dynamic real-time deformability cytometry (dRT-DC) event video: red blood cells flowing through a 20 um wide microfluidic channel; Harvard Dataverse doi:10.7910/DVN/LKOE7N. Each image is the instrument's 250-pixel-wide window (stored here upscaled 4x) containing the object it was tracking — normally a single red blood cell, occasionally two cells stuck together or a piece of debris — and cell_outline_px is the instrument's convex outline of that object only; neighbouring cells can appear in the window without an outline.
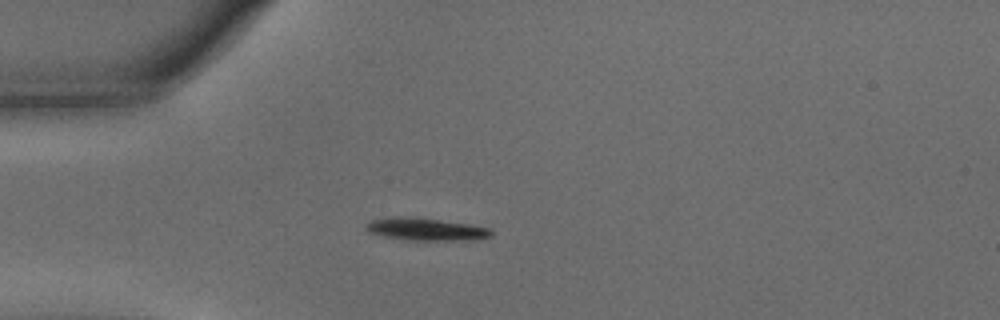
{"species": "common noctule bat (a hibernating species)", "species_latin": "Nyctalus noctula", "temperature_condition": "warm", "stored_images_in_passage": 23, "camera_frame_rate_fps": 3000, "um_per_image_px": 0.085, "animal": {"sex": "male", "body_mass_g": 15.6}, "frame": {"image": 1, "passage_image": 1, "time_ms": 0.0, "image_size_px": [1000, 320], "cell_outline_px": [[492, 236], [472, 240], [408, 240], [380, 236], [368, 232], [364, 228], [364, 224], [372, 220], [436, 220], [468, 224], [492, 228]], "centroid_in_image_um": [36.29, 19.56], "position_along_channel_um": 48.7, "area_um2": 15.37}}
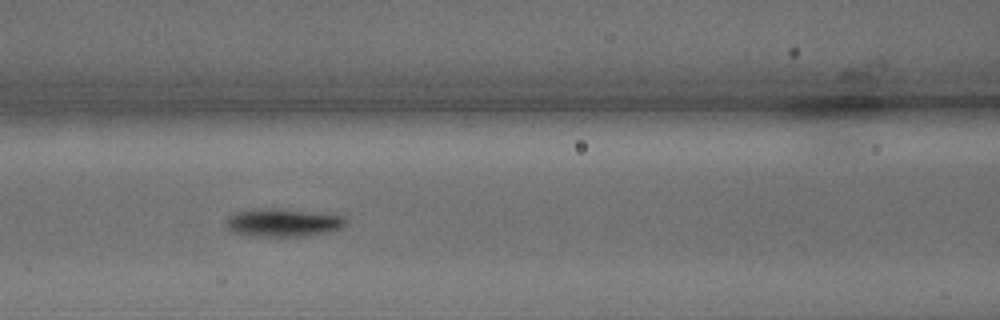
{"frame": {"image": 2, "passage_image": 10, "time_ms": 3.0, "image_size_px": [1000, 320], "cell_outline_px": [[344, 224], [340, 228], [304, 236], [256, 236], [232, 232], [228, 228], [224, 220], [228, 216], [236, 212], [272, 208], [340, 216], [344, 220]], "centroid_in_image_um": [23.93, 18.94], "position_along_channel_um": 142.7, "area_um2": 18.67}}
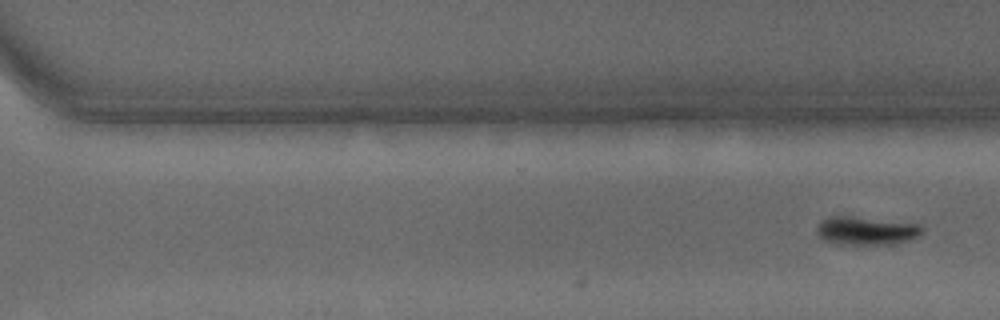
{"frame": {"image": 3, "passage_image": 23, "time_ms": 7.333, "image_size_px": [1000, 320], "cell_outline_px": [[924, 228], [916, 236], [908, 240], [896, 244], [836, 244], [824, 240], [816, 232], [816, 228], [820, 220], [828, 216], [852, 216], [920, 224]], "centroid_in_image_um": [73.58, 19.6], "position_along_channel_um": 297.0, "area_um2": 17.4}}